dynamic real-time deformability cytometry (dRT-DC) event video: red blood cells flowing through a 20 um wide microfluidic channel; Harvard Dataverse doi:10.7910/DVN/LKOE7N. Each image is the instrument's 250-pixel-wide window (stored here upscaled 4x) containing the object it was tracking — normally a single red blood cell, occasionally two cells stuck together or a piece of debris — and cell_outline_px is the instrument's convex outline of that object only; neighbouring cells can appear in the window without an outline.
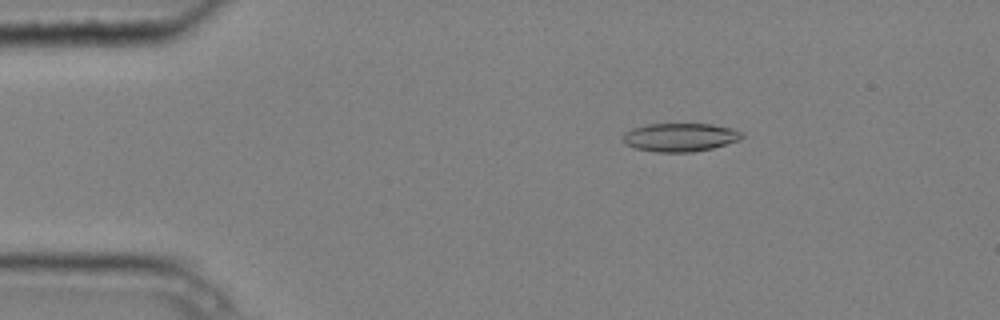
{"species": "common noctule bat (a hibernating species)", "species_latin": "Nyctalus noctula", "temperature_condition": "cold", "stored_images_in_passage": 5, "camera_frame_rate_fps": 3000, "um_per_image_px": 0.085, "animal": {"sex": "male", "body_mass_g": 20.4}, "frame": {"image": 1, "passage_image": 3, "time_ms": 0.667, "image_size_px": [1000, 320], "cell_outline_px": [[744, 136], [740, 140], [712, 148], [692, 152], [656, 152], [632, 148], [624, 144], [624, 136], [632, 128], [648, 124], [712, 124], [732, 128], [744, 132]], "centroid_in_image_um": [57.84, 11.67], "position_along_channel_um": 27.2, "area_um2": 19.77}}
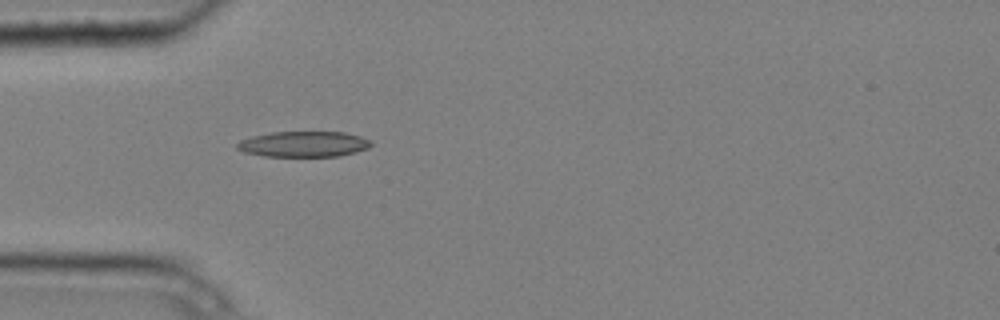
{"frame": {"image": 2, "passage_image": 5, "time_ms": 1.333, "image_size_px": [1000, 320], "cell_outline_px": [[372, 144], [368, 148], [340, 156], [264, 156], [244, 152], [236, 148], [236, 144], [240, 140], [252, 136], [272, 132], [344, 132], [360, 136], [372, 140]], "centroid_in_image_um": [25.81, 12.24], "position_along_channel_um": 59.2, "area_um2": 20.0}}